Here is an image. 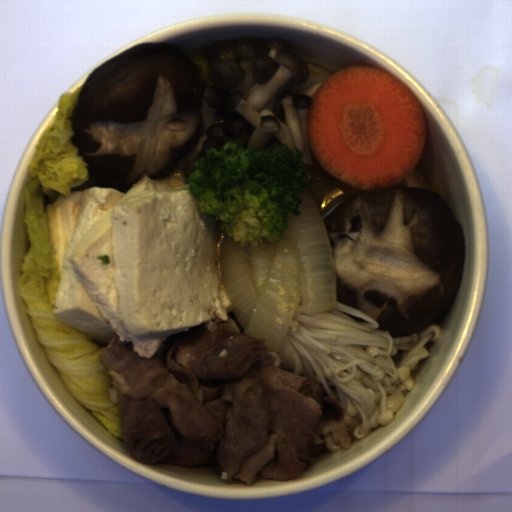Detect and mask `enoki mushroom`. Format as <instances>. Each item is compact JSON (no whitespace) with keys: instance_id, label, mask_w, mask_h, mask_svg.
<instances>
[{"instance_id":"enoki-mushroom-1","label":"enoki mushroom","mask_w":512,"mask_h":512,"mask_svg":"<svg viewBox=\"0 0 512 512\" xmlns=\"http://www.w3.org/2000/svg\"><path fill=\"white\" fill-rule=\"evenodd\" d=\"M377 320L347 304L304 313L298 302L278 352L282 369L320 382L336 396L352 440L391 425L415 376L439 341V324L408 336L383 331Z\"/></svg>"},{"instance_id":"enoki-mushroom-2","label":"enoki mushroom","mask_w":512,"mask_h":512,"mask_svg":"<svg viewBox=\"0 0 512 512\" xmlns=\"http://www.w3.org/2000/svg\"><path fill=\"white\" fill-rule=\"evenodd\" d=\"M324 447L327 451H339L343 447L334 441L331 435H322Z\"/></svg>"}]
</instances>
